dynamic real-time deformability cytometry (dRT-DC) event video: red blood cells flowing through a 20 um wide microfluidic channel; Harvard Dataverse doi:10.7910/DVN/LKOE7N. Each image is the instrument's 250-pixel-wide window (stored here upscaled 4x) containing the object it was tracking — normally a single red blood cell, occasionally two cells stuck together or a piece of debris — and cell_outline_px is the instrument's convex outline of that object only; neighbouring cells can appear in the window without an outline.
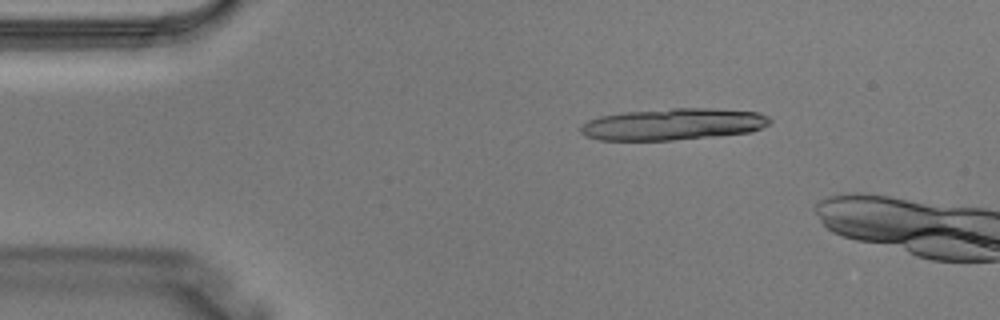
{"species": "Egyptian fruit bat (a non-hibernating species)", "species_latin": "Rousettus aegyptiacus", "temperature_condition": "warm", "stored_images_in_passage": 3, "camera_frame_rate_fps": 3000, "um_per_image_px": 0.085, "animal": {"sex": "male"}, "frame": {"image": 1, "passage_image": 2, "time_ms": 0.333, "image_size_px": [1000, 320], "cell_outline_px": [[772, 120], [768, 124], [752, 132], [716, 136], [672, 140], [600, 140], [584, 136], [580, 132], [580, 124], [588, 120], [600, 116], [624, 112], [672, 108], [708, 108], [760, 112], [768, 116]], "centroid_in_image_um": [57.2, 10.56], "position_along_channel_um": 27.8, "area_um2": 35.08}}